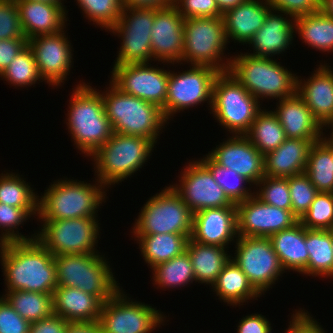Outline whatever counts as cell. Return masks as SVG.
I'll return each mask as SVG.
<instances>
[{"label": "cell", "instance_id": "obj_18", "mask_svg": "<svg viewBox=\"0 0 333 333\" xmlns=\"http://www.w3.org/2000/svg\"><path fill=\"white\" fill-rule=\"evenodd\" d=\"M28 46L32 49L39 75L45 84L47 82L49 87L64 85L74 62V48L66 31L30 38Z\"/></svg>", "mask_w": 333, "mask_h": 333}, {"label": "cell", "instance_id": "obj_35", "mask_svg": "<svg viewBox=\"0 0 333 333\" xmlns=\"http://www.w3.org/2000/svg\"><path fill=\"white\" fill-rule=\"evenodd\" d=\"M295 33L308 47L321 52H333V18L322 11L296 17Z\"/></svg>", "mask_w": 333, "mask_h": 333}, {"label": "cell", "instance_id": "obj_61", "mask_svg": "<svg viewBox=\"0 0 333 333\" xmlns=\"http://www.w3.org/2000/svg\"><path fill=\"white\" fill-rule=\"evenodd\" d=\"M27 1L46 2L50 4H64L65 0H27Z\"/></svg>", "mask_w": 333, "mask_h": 333}, {"label": "cell", "instance_id": "obj_49", "mask_svg": "<svg viewBox=\"0 0 333 333\" xmlns=\"http://www.w3.org/2000/svg\"><path fill=\"white\" fill-rule=\"evenodd\" d=\"M173 6L184 17H222L216 0H173Z\"/></svg>", "mask_w": 333, "mask_h": 333}, {"label": "cell", "instance_id": "obj_26", "mask_svg": "<svg viewBox=\"0 0 333 333\" xmlns=\"http://www.w3.org/2000/svg\"><path fill=\"white\" fill-rule=\"evenodd\" d=\"M277 116L287 138L320 140L325 130L313 117L305 101L297 94L276 102Z\"/></svg>", "mask_w": 333, "mask_h": 333}, {"label": "cell", "instance_id": "obj_51", "mask_svg": "<svg viewBox=\"0 0 333 333\" xmlns=\"http://www.w3.org/2000/svg\"><path fill=\"white\" fill-rule=\"evenodd\" d=\"M272 9L283 11L293 18L321 11V0H266Z\"/></svg>", "mask_w": 333, "mask_h": 333}, {"label": "cell", "instance_id": "obj_1", "mask_svg": "<svg viewBox=\"0 0 333 333\" xmlns=\"http://www.w3.org/2000/svg\"><path fill=\"white\" fill-rule=\"evenodd\" d=\"M5 291L53 294L57 285L54 255L37 239L0 246Z\"/></svg>", "mask_w": 333, "mask_h": 333}, {"label": "cell", "instance_id": "obj_46", "mask_svg": "<svg viewBox=\"0 0 333 333\" xmlns=\"http://www.w3.org/2000/svg\"><path fill=\"white\" fill-rule=\"evenodd\" d=\"M254 188H256L255 195L262 202L285 210H292L288 177L265 175Z\"/></svg>", "mask_w": 333, "mask_h": 333}, {"label": "cell", "instance_id": "obj_50", "mask_svg": "<svg viewBox=\"0 0 333 333\" xmlns=\"http://www.w3.org/2000/svg\"><path fill=\"white\" fill-rule=\"evenodd\" d=\"M30 323L0 296V333H29Z\"/></svg>", "mask_w": 333, "mask_h": 333}, {"label": "cell", "instance_id": "obj_47", "mask_svg": "<svg viewBox=\"0 0 333 333\" xmlns=\"http://www.w3.org/2000/svg\"><path fill=\"white\" fill-rule=\"evenodd\" d=\"M288 185L292 212L300 220L308 211L318 191L305 173L288 177Z\"/></svg>", "mask_w": 333, "mask_h": 333}, {"label": "cell", "instance_id": "obj_29", "mask_svg": "<svg viewBox=\"0 0 333 333\" xmlns=\"http://www.w3.org/2000/svg\"><path fill=\"white\" fill-rule=\"evenodd\" d=\"M53 313L68 322L98 321L102 302L78 288L57 286L52 295Z\"/></svg>", "mask_w": 333, "mask_h": 333}, {"label": "cell", "instance_id": "obj_44", "mask_svg": "<svg viewBox=\"0 0 333 333\" xmlns=\"http://www.w3.org/2000/svg\"><path fill=\"white\" fill-rule=\"evenodd\" d=\"M85 18L109 31L120 18L121 0H75Z\"/></svg>", "mask_w": 333, "mask_h": 333}, {"label": "cell", "instance_id": "obj_31", "mask_svg": "<svg viewBox=\"0 0 333 333\" xmlns=\"http://www.w3.org/2000/svg\"><path fill=\"white\" fill-rule=\"evenodd\" d=\"M212 289L220 301L235 308L262 296L232 259L224 266Z\"/></svg>", "mask_w": 333, "mask_h": 333}, {"label": "cell", "instance_id": "obj_59", "mask_svg": "<svg viewBox=\"0 0 333 333\" xmlns=\"http://www.w3.org/2000/svg\"><path fill=\"white\" fill-rule=\"evenodd\" d=\"M319 142L330 152L331 159L333 161V139L324 132Z\"/></svg>", "mask_w": 333, "mask_h": 333}, {"label": "cell", "instance_id": "obj_45", "mask_svg": "<svg viewBox=\"0 0 333 333\" xmlns=\"http://www.w3.org/2000/svg\"><path fill=\"white\" fill-rule=\"evenodd\" d=\"M299 221L307 229L333 230V193L318 192Z\"/></svg>", "mask_w": 333, "mask_h": 333}, {"label": "cell", "instance_id": "obj_38", "mask_svg": "<svg viewBox=\"0 0 333 333\" xmlns=\"http://www.w3.org/2000/svg\"><path fill=\"white\" fill-rule=\"evenodd\" d=\"M53 294L29 291H5L2 296L12 308L29 323L53 314Z\"/></svg>", "mask_w": 333, "mask_h": 333}, {"label": "cell", "instance_id": "obj_42", "mask_svg": "<svg viewBox=\"0 0 333 333\" xmlns=\"http://www.w3.org/2000/svg\"><path fill=\"white\" fill-rule=\"evenodd\" d=\"M0 77L15 88L30 87L43 82L32 49L28 45L10 62Z\"/></svg>", "mask_w": 333, "mask_h": 333}, {"label": "cell", "instance_id": "obj_9", "mask_svg": "<svg viewBox=\"0 0 333 333\" xmlns=\"http://www.w3.org/2000/svg\"><path fill=\"white\" fill-rule=\"evenodd\" d=\"M260 106L229 72H220L215 78L210 114L230 135H245L262 110Z\"/></svg>", "mask_w": 333, "mask_h": 333}, {"label": "cell", "instance_id": "obj_53", "mask_svg": "<svg viewBox=\"0 0 333 333\" xmlns=\"http://www.w3.org/2000/svg\"><path fill=\"white\" fill-rule=\"evenodd\" d=\"M27 45L26 38L0 39V75Z\"/></svg>", "mask_w": 333, "mask_h": 333}, {"label": "cell", "instance_id": "obj_7", "mask_svg": "<svg viewBox=\"0 0 333 333\" xmlns=\"http://www.w3.org/2000/svg\"><path fill=\"white\" fill-rule=\"evenodd\" d=\"M104 256L102 253L55 255L57 285L78 288L102 303L110 300L122 287Z\"/></svg>", "mask_w": 333, "mask_h": 333}, {"label": "cell", "instance_id": "obj_14", "mask_svg": "<svg viewBox=\"0 0 333 333\" xmlns=\"http://www.w3.org/2000/svg\"><path fill=\"white\" fill-rule=\"evenodd\" d=\"M153 22L154 9L123 8L117 23L108 31L121 39L114 65L153 62L151 49Z\"/></svg>", "mask_w": 333, "mask_h": 333}, {"label": "cell", "instance_id": "obj_58", "mask_svg": "<svg viewBox=\"0 0 333 333\" xmlns=\"http://www.w3.org/2000/svg\"><path fill=\"white\" fill-rule=\"evenodd\" d=\"M246 0H216L219 10L224 14L229 9L235 8Z\"/></svg>", "mask_w": 333, "mask_h": 333}, {"label": "cell", "instance_id": "obj_34", "mask_svg": "<svg viewBox=\"0 0 333 333\" xmlns=\"http://www.w3.org/2000/svg\"><path fill=\"white\" fill-rule=\"evenodd\" d=\"M305 243L309 253L307 276L333 278L332 230L305 228Z\"/></svg>", "mask_w": 333, "mask_h": 333}, {"label": "cell", "instance_id": "obj_60", "mask_svg": "<svg viewBox=\"0 0 333 333\" xmlns=\"http://www.w3.org/2000/svg\"><path fill=\"white\" fill-rule=\"evenodd\" d=\"M321 11L326 16L333 18V0H321Z\"/></svg>", "mask_w": 333, "mask_h": 333}, {"label": "cell", "instance_id": "obj_4", "mask_svg": "<svg viewBox=\"0 0 333 333\" xmlns=\"http://www.w3.org/2000/svg\"><path fill=\"white\" fill-rule=\"evenodd\" d=\"M101 95L106 116L115 133L147 138L156 145L163 132L161 129L170 123L157 105L122 92L110 81Z\"/></svg>", "mask_w": 333, "mask_h": 333}, {"label": "cell", "instance_id": "obj_15", "mask_svg": "<svg viewBox=\"0 0 333 333\" xmlns=\"http://www.w3.org/2000/svg\"><path fill=\"white\" fill-rule=\"evenodd\" d=\"M231 259L247 276L249 282L261 294L278 282L285 273L269 237H240L235 243Z\"/></svg>", "mask_w": 333, "mask_h": 333}, {"label": "cell", "instance_id": "obj_40", "mask_svg": "<svg viewBox=\"0 0 333 333\" xmlns=\"http://www.w3.org/2000/svg\"><path fill=\"white\" fill-rule=\"evenodd\" d=\"M8 171L0 174V203L16 208H38L39 195L26 182V178Z\"/></svg>", "mask_w": 333, "mask_h": 333}, {"label": "cell", "instance_id": "obj_24", "mask_svg": "<svg viewBox=\"0 0 333 333\" xmlns=\"http://www.w3.org/2000/svg\"><path fill=\"white\" fill-rule=\"evenodd\" d=\"M293 33H295V19L283 11L271 8L263 26L248 42L249 47H253V53L248 54L268 58L284 54L283 52L290 49L292 41L295 40L296 36Z\"/></svg>", "mask_w": 333, "mask_h": 333}, {"label": "cell", "instance_id": "obj_28", "mask_svg": "<svg viewBox=\"0 0 333 333\" xmlns=\"http://www.w3.org/2000/svg\"><path fill=\"white\" fill-rule=\"evenodd\" d=\"M318 140L287 138L277 149L264 155V174L287 178L305 172L311 146Z\"/></svg>", "mask_w": 333, "mask_h": 333}, {"label": "cell", "instance_id": "obj_2", "mask_svg": "<svg viewBox=\"0 0 333 333\" xmlns=\"http://www.w3.org/2000/svg\"><path fill=\"white\" fill-rule=\"evenodd\" d=\"M88 84V85H87ZM79 82L71 94L65 119L73 145L90 157L105 144L113 134L112 126L106 116L101 90L90 83ZM86 155V156H85Z\"/></svg>", "mask_w": 333, "mask_h": 333}, {"label": "cell", "instance_id": "obj_33", "mask_svg": "<svg viewBox=\"0 0 333 333\" xmlns=\"http://www.w3.org/2000/svg\"><path fill=\"white\" fill-rule=\"evenodd\" d=\"M134 240L139 244L142 258L151 269L185 252L189 238L183 234L161 233L134 235Z\"/></svg>", "mask_w": 333, "mask_h": 333}, {"label": "cell", "instance_id": "obj_25", "mask_svg": "<svg viewBox=\"0 0 333 333\" xmlns=\"http://www.w3.org/2000/svg\"><path fill=\"white\" fill-rule=\"evenodd\" d=\"M15 1L27 40L40 35L58 33L66 28L68 11L64 4L27 0Z\"/></svg>", "mask_w": 333, "mask_h": 333}, {"label": "cell", "instance_id": "obj_20", "mask_svg": "<svg viewBox=\"0 0 333 333\" xmlns=\"http://www.w3.org/2000/svg\"><path fill=\"white\" fill-rule=\"evenodd\" d=\"M183 38L184 17L177 9L173 5L154 9V22L151 28L153 61L158 60V64L161 62L163 65L180 63L181 66Z\"/></svg>", "mask_w": 333, "mask_h": 333}, {"label": "cell", "instance_id": "obj_39", "mask_svg": "<svg viewBox=\"0 0 333 333\" xmlns=\"http://www.w3.org/2000/svg\"><path fill=\"white\" fill-rule=\"evenodd\" d=\"M199 160L210 170L216 183L233 204L241 203L255 195L252 183L239 173L215 163L207 154ZM250 185L249 188L246 185ZM253 188V192L252 189Z\"/></svg>", "mask_w": 333, "mask_h": 333}, {"label": "cell", "instance_id": "obj_5", "mask_svg": "<svg viewBox=\"0 0 333 333\" xmlns=\"http://www.w3.org/2000/svg\"><path fill=\"white\" fill-rule=\"evenodd\" d=\"M280 63L275 58L244 52L231 57L228 72L259 102L265 99L279 101L293 96L297 89V75Z\"/></svg>", "mask_w": 333, "mask_h": 333}, {"label": "cell", "instance_id": "obj_63", "mask_svg": "<svg viewBox=\"0 0 333 333\" xmlns=\"http://www.w3.org/2000/svg\"><path fill=\"white\" fill-rule=\"evenodd\" d=\"M272 327L268 330V332L267 333H272Z\"/></svg>", "mask_w": 333, "mask_h": 333}, {"label": "cell", "instance_id": "obj_6", "mask_svg": "<svg viewBox=\"0 0 333 333\" xmlns=\"http://www.w3.org/2000/svg\"><path fill=\"white\" fill-rule=\"evenodd\" d=\"M154 146L147 138L113 132L110 139L89 157L94 162L95 178L106 188L131 178L148 162Z\"/></svg>", "mask_w": 333, "mask_h": 333}, {"label": "cell", "instance_id": "obj_21", "mask_svg": "<svg viewBox=\"0 0 333 333\" xmlns=\"http://www.w3.org/2000/svg\"><path fill=\"white\" fill-rule=\"evenodd\" d=\"M228 137L207 155L218 165L239 173L249 180L253 187L256 186L265 176L264 155L245 135Z\"/></svg>", "mask_w": 333, "mask_h": 333}, {"label": "cell", "instance_id": "obj_36", "mask_svg": "<svg viewBox=\"0 0 333 333\" xmlns=\"http://www.w3.org/2000/svg\"><path fill=\"white\" fill-rule=\"evenodd\" d=\"M269 109H262L245 136L263 154L274 151L286 139V134L277 116Z\"/></svg>", "mask_w": 333, "mask_h": 333}, {"label": "cell", "instance_id": "obj_43", "mask_svg": "<svg viewBox=\"0 0 333 333\" xmlns=\"http://www.w3.org/2000/svg\"><path fill=\"white\" fill-rule=\"evenodd\" d=\"M38 216V208H16L0 203V246L5 242L28 241L36 238V231L31 236L22 235L17 230L32 216ZM16 230V231H15Z\"/></svg>", "mask_w": 333, "mask_h": 333}, {"label": "cell", "instance_id": "obj_52", "mask_svg": "<svg viewBox=\"0 0 333 333\" xmlns=\"http://www.w3.org/2000/svg\"><path fill=\"white\" fill-rule=\"evenodd\" d=\"M294 313L291 315L290 318L292 319L288 323L290 325H288L284 333H327L322 328L323 326L313 318L312 314L304 308L303 310L302 308L296 309Z\"/></svg>", "mask_w": 333, "mask_h": 333}, {"label": "cell", "instance_id": "obj_12", "mask_svg": "<svg viewBox=\"0 0 333 333\" xmlns=\"http://www.w3.org/2000/svg\"><path fill=\"white\" fill-rule=\"evenodd\" d=\"M122 289L102 304L98 320L102 333H151L165 325L163 312L133 301Z\"/></svg>", "mask_w": 333, "mask_h": 333}, {"label": "cell", "instance_id": "obj_30", "mask_svg": "<svg viewBox=\"0 0 333 333\" xmlns=\"http://www.w3.org/2000/svg\"><path fill=\"white\" fill-rule=\"evenodd\" d=\"M269 239L285 272L292 270L307 276L309 253L305 243V227L300 221L276 232Z\"/></svg>", "mask_w": 333, "mask_h": 333}, {"label": "cell", "instance_id": "obj_3", "mask_svg": "<svg viewBox=\"0 0 333 333\" xmlns=\"http://www.w3.org/2000/svg\"><path fill=\"white\" fill-rule=\"evenodd\" d=\"M95 180V183L68 178L54 180L39 196L37 220L98 217L97 209L106 202L107 188Z\"/></svg>", "mask_w": 333, "mask_h": 333}, {"label": "cell", "instance_id": "obj_10", "mask_svg": "<svg viewBox=\"0 0 333 333\" xmlns=\"http://www.w3.org/2000/svg\"><path fill=\"white\" fill-rule=\"evenodd\" d=\"M133 223V235L183 234L190 238L193 212L170 186L148 198Z\"/></svg>", "mask_w": 333, "mask_h": 333}, {"label": "cell", "instance_id": "obj_57", "mask_svg": "<svg viewBox=\"0 0 333 333\" xmlns=\"http://www.w3.org/2000/svg\"><path fill=\"white\" fill-rule=\"evenodd\" d=\"M66 333H102L98 321L68 322Z\"/></svg>", "mask_w": 333, "mask_h": 333}, {"label": "cell", "instance_id": "obj_11", "mask_svg": "<svg viewBox=\"0 0 333 333\" xmlns=\"http://www.w3.org/2000/svg\"><path fill=\"white\" fill-rule=\"evenodd\" d=\"M41 221L36 238L54 256L100 253L96 249L100 238V223L97 217Z\"/></svg>", "mask_w": 333, "mask_h": 333}, {"label": "cell", "instance_id": "obj_13", "mask_svg": "<svg viewBox=\"0 0 333 333\" xmlns=\"http://www.w3.org/2000/svg\"><path fill=\"white\" fill-rule=\"evenodd\" d=\"M182 72L169 69L167 98L165 101V119L170 121L174 114L189 110L190 107L206 102L212 105L213 84L220 73L211 66L189 65ZM171 118V119H170Z\"/></svg>", "mask_w": 333, "mask_h": 333}, {"label": "cell", "instance_id": "obj_56", "mask_svg": "<svg viewBox=\"0 0 333 333\" xmlns=\"http://www.w3.org/2000/svg\"><path fill=\"white\" fill-rule=\"evenodd\" d=\"M123 8L161 9L173 5V0H121Z\"/></svg>", "mask_w": 333, "mask_h": 333}, {"label": "cell", "instance_id": "obj_32", "mask_svg": "<svg viewBox=\"0 0 333 333\" xmlns=\"http://www.w3.org/2000/svg\"><path fill=\"white\" fill-rule=\"evenodd\" d=\"M221 246L202 244L188 240L186 251L190 257L196 282L210 287L216 282L232 254Z\"/></svg>", "mask_w": 333, "mask_h": 333}, {"label": "cell", "instance_id": "obj_54", "mask_svg": "<svg viewBox=\"0 0 333 333\" xmlns=\"http://www.w3.org/2000/svg\"><path fill=\"white\" fill-rule=\"evenodd\" d=\"M68 321L57 314L30 323L29 333H66Z\"/></svg>", "mask_w": 333, "mask_h": 333}, {"label": "cell", "instance_id": "obj_37", "mask_svg": "<svg viewBox=\"0 0 333 333\" xmlns=\"http://www.w3.org/2000/svg\"><path fill=\"white\" fill-rule=\"evenodd\" d=\"M152 269V281L154 285H157V289H170V288H181L193 283L195 274L190 257L187 251L182 254L157 264Z\"/></svg>", "mask_w": 333, "mask_h": 333}, {"label": "cell", "instance_id": "obj_62", "mask_svg": "<svg viewBox=\"0 0 333 333\" xmlns=\"http://www.w3.org/2000/svg\"><path fill=\"white\" fill-rule=\"evenodd\" d=\"M328 129L331 128V130L329 131L330 137L333 139V122L327 127Z\"/></svg>", "mask_w": 333, "mask_h": 333}, {"label": "cell", "instance_id": "obj_16", "mask_svg": "<svg viewBox=\"0 0 333 333\" xmlns=\"http://www.w3.org/2000/svg\"><path fill=\"white\" fill-rule=\"evenodd\" d=\"M109 80L122 92L153 103L162 109L165 117V101L169 69L146 64L113 65Z\"/></svg>", "mask_w": 333, "mask_h": 333}, {"label": "cell", "instance_id": "obj_17", "mask_svg": "<svg viewBox=\"0 0 333 333\" xmlns=\"http://www.w3.org/2000/svg\"><path fill=\"white\" fill-rule=\"evenodd\" d=\"M187 162L180 172L179 183L171 186L193 213L207 208L236 206L199 159Z\"/></svg>", "mask_w": 333, "mask_h": 333}, {"label": "cell", "instance_id": "obj_48", "mask_svg": "<svg viewBox=\"0 0 333 333\" xmlns=\"http://www.w3.org/2000/svg\"><path fill=\"white\" fill-rule=\"evenodd\" d=\"M26 38L15 0H0V39Z\"/></svg>", "mask_w": 333, "mask_h": 333}, {"label": "cell", "instance_id": "obj_27", "mask_svg": "<svg viewBox=\"0 0 333 333\" xmlns=\"http://www.w3.org/2000/svg\"><path fill=\"white\" fill-rule=\"evenodd\" d=\"M271 6L266 0H246L239 6L223 14L225 33L230 39L247 45L255 33L263 26Z\"/></svg>", "mask_w": 333, "mask_h": 333}, {"label": "cell", "instance_id": "obj_23", "mask_svg": "<svg viewBox=\"0 0 333 333\" xmlns=\"http://www.w3.org/2000/svg\"><path fill=\"white\" fill-rule=\"evenodd\" d=\"M327 64L320 63L306 80L297 76L296 89L325 130L333 122V68Z\"/></svg>", "mask_w": 333, "mask_h": 333}, {"label": "cell", "instance_id": "obj_55", "mask_svg": "<svg viewBox=\"0 0 333 333\" xmlns=\"http://www.w3.org/2000/svg\"><path fill=\"white\" fill-rule=\"evenodd\" d=\"M271 322L266 316L258 313L248 314L237 325V333H267L271 328Z\"/></svg>", "mask_w": 333, "mask_h": 333}, {"label": "cell", "instance_id": "obj_19", "mask_svg": "<svg viewBox=\"0 0 333 333\" xmlns=\"http://www.w3.org/2000/svg\"><path fill=\"white\" fill-rule=\"evenodd\" d=\"M236 209L240 237H270L299 221L292 210L266 204L256 195L236 204Z\"/></svg>", "mask_w": 333, "mask_h": 333}, {"label": "cell", "instance_id": "obj_22", "mask_svg": "<svg viewBox=\"0 0 333 333\" xmlns=\"http://www.w3.org/2000/svg\"><path fill=\"white\" fill-rule=\"evenodd\" d=\"M237 238L236 206L207 208L193 213L192 241L229 248Z\"/></svg>", "mask_w": 333, "mask_h": 333}, {"label": "cell", "instance_id": "obj_41", "mask_svg": "<svg viewBox=\"0 0 333 333\" xmlns=\"http://www.w3.org/2000/svg\"><path fill=\"white\" fill-rule=\"evenodd\" d=\"M304 173L318 192L333 193V161L319 141L310 148Z\"/></svg>", "mask_w": 333, "mask_h": 333}, {"label": "cell", "instance_id": "obj_8", "mask_svg": "<svg viewBox=\"0 0 333 333\" xmlns=\"http://www.w3.org/2000/svg\"><path fill=\"white\" fill-rule=\"evenodd\" d=\"M183 39L182 65H205L219 72H228L231 55L230 58L224 55L228 41L223 17L184 19Z\"/></svg>", "mask_w": 333, "mask_h": 333}]
</instances>
